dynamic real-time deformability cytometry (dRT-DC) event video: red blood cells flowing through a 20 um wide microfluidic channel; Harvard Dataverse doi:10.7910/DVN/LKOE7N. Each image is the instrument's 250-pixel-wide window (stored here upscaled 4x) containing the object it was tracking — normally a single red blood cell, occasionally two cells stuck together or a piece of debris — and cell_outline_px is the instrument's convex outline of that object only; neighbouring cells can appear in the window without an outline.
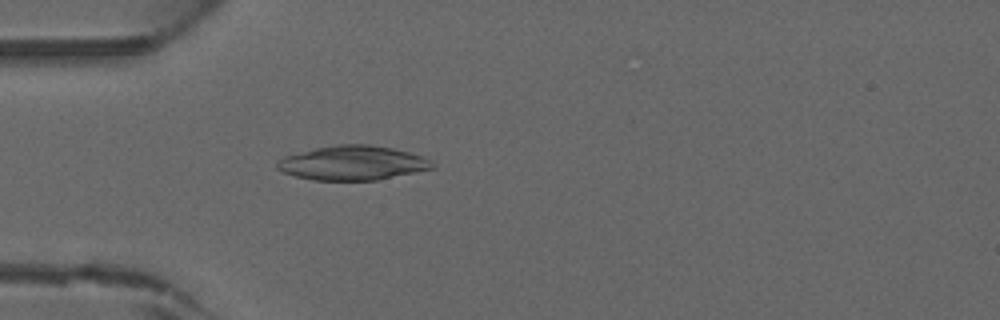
{"species": "common noctule bat (a hibernating species)", "species_latin": "Nyctalus noctula", "temperature_condition": "warm", "stored_images_in_passage": 44, "camera_frame_rate_fps": 3000, "um_per_image_px": 0.085, "animal": {"sex": "male", "forearm_length_mm": 52.5}, "frame": {"image": 1, "passage_image": 13, "time_ms": 4.0, "image_size_px": [1000, 320], "cell_outline_px": [[436, 168], [376, 180], [312, 180], [280, 172], [276, 168], [276, 164], [284, 156], [316, 148], [336, 144], [368, 144], [392, 148], [424, 156], [432, 160], [436, 164]], "centroid_in_image_um": [30.0, 13.85], "position_along_channel_um": 55.0, "area_um2": 31.21}}
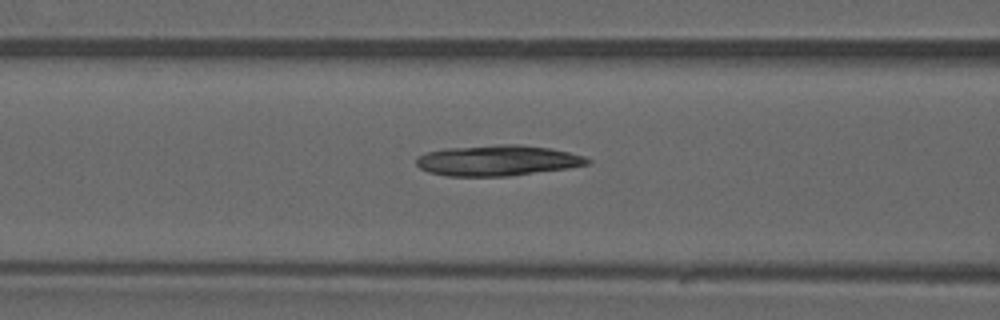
{"frame": {"image": 2, "passage_image": 18, "time_ms": 5.667, "image_size_px": [1000, 320], "cell_outline_px": [[592, 160], [588, 164], [568, 168], [508, 176], [448, 176], [428, 172], [420, 168], [416, 164], [416, 156], [428, 152], [444, 148], [500, 144], [520, 144], [552, 148], [584, 156]], "centroid_in_image_um": [42.28, 13.63], "position_along_channel_um": 124.3, "area_um2": 30.69}}
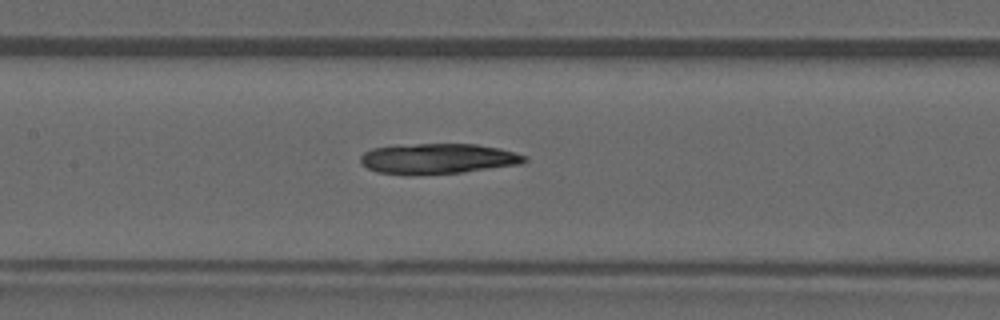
{"frame": {"image": 3, "passage_image": 21, "time_ms": 6.667, "image_size_px": [1000, 320], "cell_outline_px": [[528, 160], [520, 164], [464, 172], [408, 176], [376, 172], [368, 168], [360, 160], [360, 156], [364, 152], [372, 148], [416, 144], [476, 144], [500, 148], [516, 152], [528, 156]], "centroid_in_image_um": [37.24, 13.5], "position_along_channel_um": 170.2, "area_um2": 29.3}}